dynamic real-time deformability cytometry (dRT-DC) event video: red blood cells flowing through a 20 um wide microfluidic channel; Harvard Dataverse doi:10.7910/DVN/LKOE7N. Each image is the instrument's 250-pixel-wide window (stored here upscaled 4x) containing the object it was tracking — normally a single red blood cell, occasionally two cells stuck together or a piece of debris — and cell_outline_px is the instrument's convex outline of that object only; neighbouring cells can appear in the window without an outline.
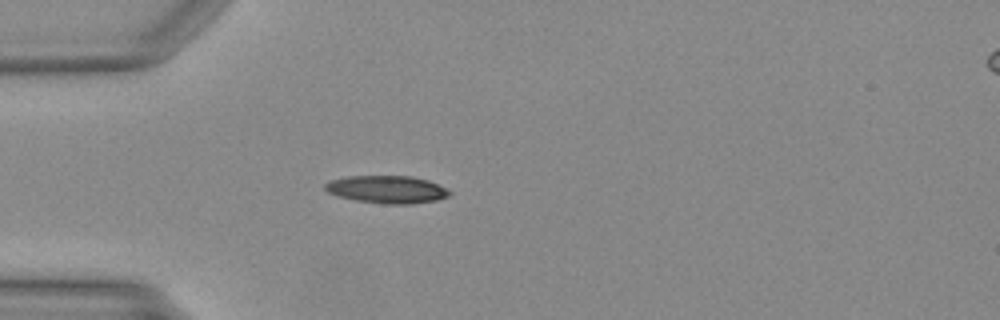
{"species": "Egyptian fruit bat (a non-hibernating species)", "species_latin": "Rousettus aegyptiacus", "temperature_condition": "warm", "stored_images_in_passage": 36, "camera_frame_rate_fps": 3000, "um_per_image_px": 0.085, "animal": {"sex": "female"}, "frame": {"image": 1, "passage_image": 1, "time_ms": 0.0, "image_size_px": [1000, 320], "cell_outline_px": [[452, 192], [448, 196], [436, 200], [412, 204], [384, 204], [356, 200], [336, 196], [328, 192], [324, 188], [324, 184], [332, 180], [348, 176], [412, 176], [428, 180]], "centroid_in_image_um": [32.87, 16.1], "position_along_channel_um": 52.1, "area_um2": 19.94}}
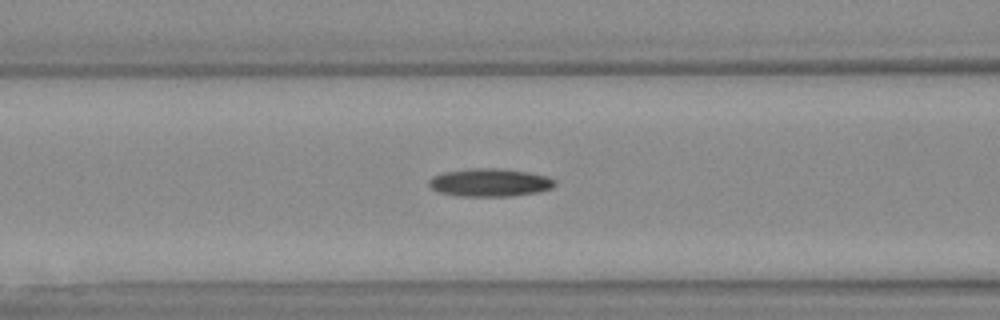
{"frame": {"image": 2, "passage_image": 7, "time_ms": 2.0, "image_size_px": [1000, 320], "cell_outline_px": [[556, 184], [552, 188], [536, 192], [512, 196], [460, 196], [440, 192], [432, 188], [428, 184], [428, 180], [432, 176], [444, 172], [472, 168], [500, 168], [528, 172], [548, 176], [556, 180]], "centroid_in_image_um": [41.65, 15.51], "position_along_channel_um": 124.9, "area_um2": 20.58}}
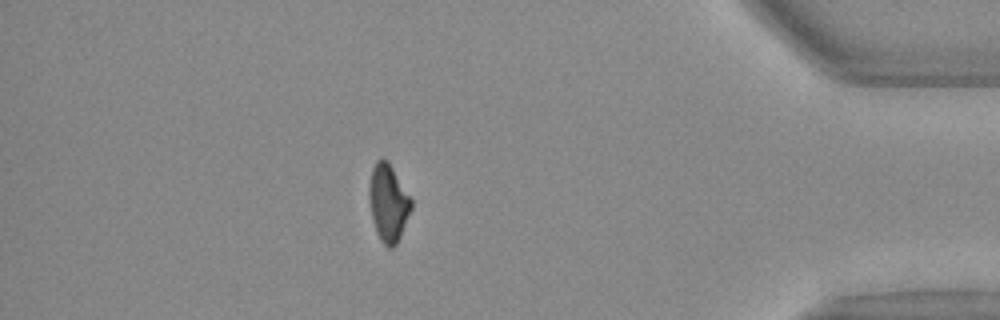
{"frame": {"image": 3, "passage_image": 30, "time_ms": 9.667, "image_size_px": [1000, 320], "cell_outline_px": [[412, 208], [400, 236], [396, 244], [392, 248], [388, 248], [380, 240], [376, 232], [368, 200], [368, 188], [372, 168], [376, 160], [388, 160], [412, 200]], "centroid_in_image_um": [32.99, 17.24], "position_along_channel_um": 402.2, "area_um2": 18.9}}